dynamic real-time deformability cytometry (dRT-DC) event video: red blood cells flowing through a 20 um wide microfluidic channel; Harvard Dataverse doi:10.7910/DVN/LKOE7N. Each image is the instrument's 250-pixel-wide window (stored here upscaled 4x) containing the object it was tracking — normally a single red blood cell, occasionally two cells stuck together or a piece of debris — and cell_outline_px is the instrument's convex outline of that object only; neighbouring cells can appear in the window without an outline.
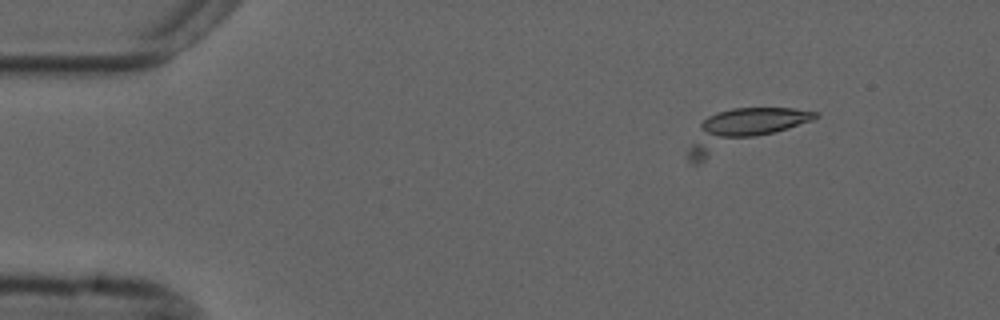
{"species": "common noctule bat (a hibernating species)", "species_latin": "Nyctalus noctula", "temperature_condition": "cold", "stored_images_in_passage": 36, "camera_frame_rate_fps": 3000, "um_per_image_px": 0.085, "animal": {"sex": "male", "forearm_length_mm": 52.5}, "frame": {"image": 1, "passage_image": 1, "time_ms": 0.0, "image_size_px": [1000, 320], "cell_outline_px": [[820, 116], [812, 120], [696, 164], [692, 164], [688, 160], [688, 148], [700, 124], [708, 116], [716, 112], [732, 108], [792, 108], [820, 112]], "centroid_in_image_um": [63.08, 10.99], "position_along_channel_um": 21.9, "area_um2": 28.15}}
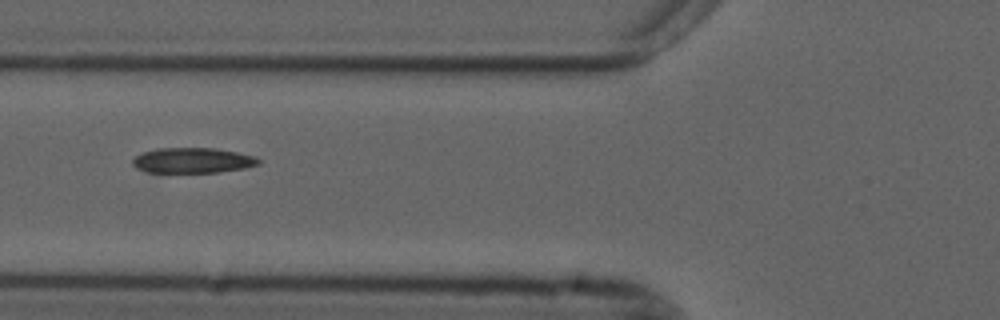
{"frame": {"image": 2, "passage_image": 15, "time_ms": 4.667, "image_size_px": [1000, 320], "cell_outline_px": [[260, 164], [244, 168], [216, 172], [148, 172], [136, 168], [132, 164], [132, 160], [136, 156], [144, 152], [160, 148], [216, 148], [256, 156], [260, 160]], "centroid_in_image_um": [16.39, 13.63], "position_along_channel_um": 109.4, "area_um2": 18.44}}
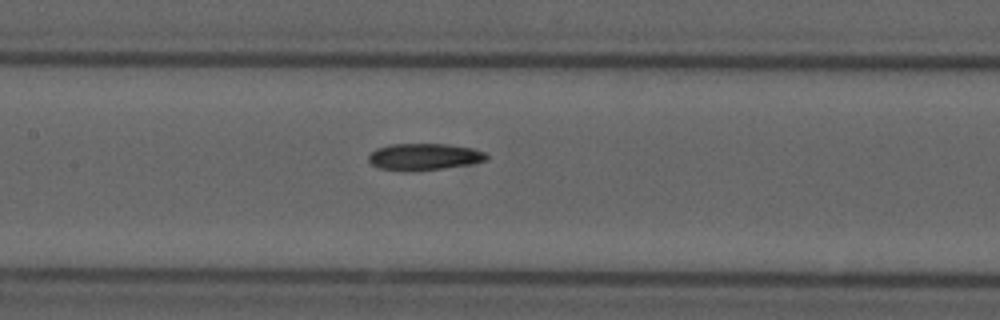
{"frame": {"image": 3, "passage_image": 20, "time_ms": 6.333, "image_size_px": [1000, 320], "cell_outline_px": [[488, 160], [472, 164], [440, 168], [380, 168], [372, 164], [368, 160], [368, 156], [376, 148], [388, 144], [448, 144], [472, 148], [484, 152], [488, 156]], "centroid_in_image_um": [36.1, 13.27], "position_along_channel_um": 171.3, "area_um2": 17.57}}